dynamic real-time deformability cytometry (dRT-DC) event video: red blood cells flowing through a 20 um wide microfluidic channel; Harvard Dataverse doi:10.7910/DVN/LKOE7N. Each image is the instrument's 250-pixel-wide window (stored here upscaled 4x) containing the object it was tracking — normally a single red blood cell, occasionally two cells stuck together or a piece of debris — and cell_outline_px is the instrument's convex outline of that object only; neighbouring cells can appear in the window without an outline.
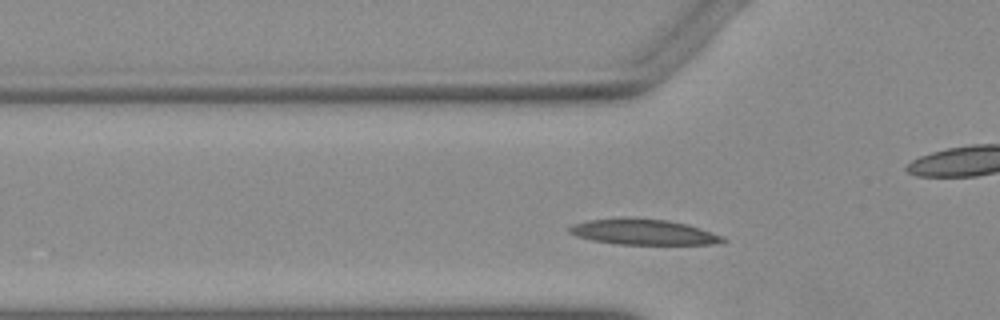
{"species": "Egyptian fruit bat (a non-hibernating species)", "species_latin": "Rousettus aegyptiacus", "temperature_condition": "warm", "stored_images_in_passage": 16, "camera_frame_rate_fps": 3000, "um_per_image_px": 0.085, "animal": {"sex": "female"}, "frame": {"image": 1, "passage_image": 3, "time_ms": 0.667, "image_size_px": [1000, 320], "cell_outline_px": [[728, 240], [712, 244], [616, 244], [592, 240], [576, 236], [568, 232], [568, 228], [572, 224], [588, 220], [668, 220], [688, 224], [724, 236]], "centroid_in_image_um": [54.73, 19.75], "position_along_channel_um": 71.1, "area_um2": 22.08}}
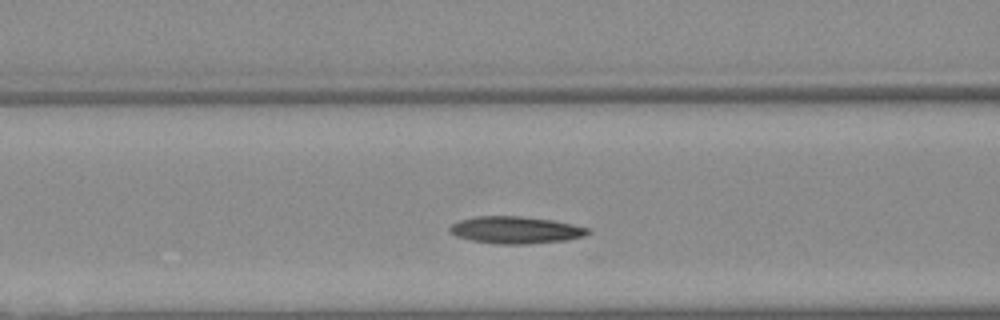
{"frame": {"image": 2, "passage_image": 7, "time_ms": 2.0, "image_size_px": [1000, 320], "cell_outline_px": [[592, 232], [584, 236], [564, 240], [528, 244], [496, 244], [472, 240], [456, 236], [448, 232], [448, 228], [452, 224], [460, 220], [476, 216], [520, 216], [552, 220], [592, 228]], "centroid_in_image_um": [43.84, 19.55], "position_along_channel_um": 122.8, "area_um2": 21.91}}
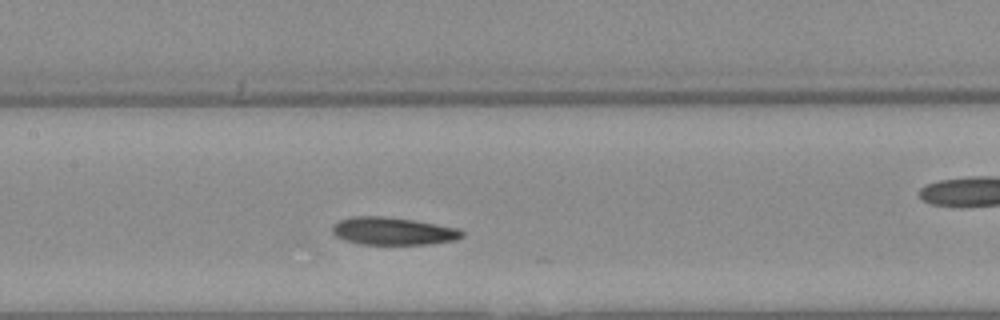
{"frame": {"image": 3, "passage_image": 11, "time_ms": 3.333, "image_size_px": [1000, 320], "cell_outline_px": [[464, 236], [456, 240], [432, 244], [360, 244], [344, 240], [336, 236], [332, 232], [332, 228], [340, 220], [352, 216], [384, 216], [412, 220], [460, 228], [464, 232]], "centroid_in_image_um": [33.44, 19.65], "position_along_channel_um": 174.0, "area_um2": 20.92}}